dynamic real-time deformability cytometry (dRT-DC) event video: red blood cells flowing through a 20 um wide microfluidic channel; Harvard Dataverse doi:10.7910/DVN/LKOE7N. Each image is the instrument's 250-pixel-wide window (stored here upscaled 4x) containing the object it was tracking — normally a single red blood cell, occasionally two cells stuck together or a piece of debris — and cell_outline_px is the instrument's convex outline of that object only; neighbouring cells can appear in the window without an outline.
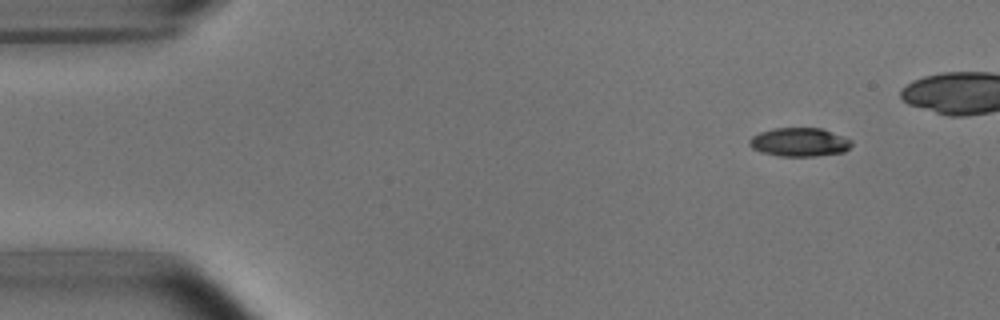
{"species": "common noctule bat (a hibernating species)", "species_latin": "Nyctalus noctula", "temperature_condition": "room temperature", "stored_images_in_passage": 5, "camera_frame_rate_fps": 3000, "um_per_image_px": 0.085, "animal": {"sex": "male", "body_mass_g": 15.6}, "frame": {"image": 1, "passage_image": 1, "time_ms": 0.0, "image_size_px": [1000, 320], "cell_outline_px": [[852, 144], [844, 152], [816, 156], [780, 156], [760, 152], [752, 148], [748, 144], [748, 140], [752, 136], [760, 132], [776, 128], [820, 128], [852, 140]], "centroid_in_image_um": [67.92, 12.09], "position_along_channel_um": 17.1, "area_um2": 16.99}}